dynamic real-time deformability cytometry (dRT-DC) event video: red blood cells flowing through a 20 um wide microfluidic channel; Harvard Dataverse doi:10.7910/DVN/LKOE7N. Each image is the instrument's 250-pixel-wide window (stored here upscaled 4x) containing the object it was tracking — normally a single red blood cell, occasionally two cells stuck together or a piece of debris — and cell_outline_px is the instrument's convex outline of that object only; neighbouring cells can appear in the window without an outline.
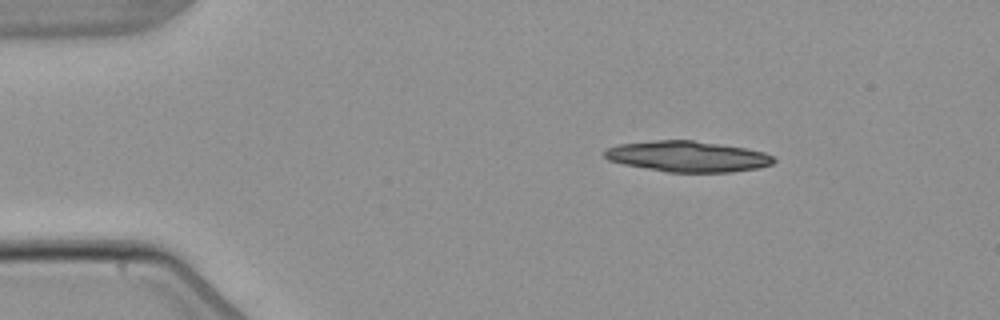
{"species": "common noctule bat (a hibernating species)", "species_latin": "Nyctalus noctula", "temperature_condition": "warm", "stored_images_in_passage": 3, "camera_frame_rate_fps": 3000, "um_per_image_px": 0.085, "animal": {"sex": "male", "body_mass_g": 21.5, "forearm_length_mm": 52.0}, "frame": {"image": 1, "passage_image": 1, "time_ms": 0.0, "image_size_px": [1000, 320], "cell_outline_px": [[776, 160], [772, 164], [756, 168], [732, 172], [668, 172], [624, 164], [608, 160], [604, 156], [604, 152], [608, 148], [620, 144], [656, 140], [692, 140], [744, 148], [764, 152], [772, 156]], "centroid_in_image_um": [58.45, 13.3], "position_along_channel_um": 26.6, "area_um2": 30.0}}